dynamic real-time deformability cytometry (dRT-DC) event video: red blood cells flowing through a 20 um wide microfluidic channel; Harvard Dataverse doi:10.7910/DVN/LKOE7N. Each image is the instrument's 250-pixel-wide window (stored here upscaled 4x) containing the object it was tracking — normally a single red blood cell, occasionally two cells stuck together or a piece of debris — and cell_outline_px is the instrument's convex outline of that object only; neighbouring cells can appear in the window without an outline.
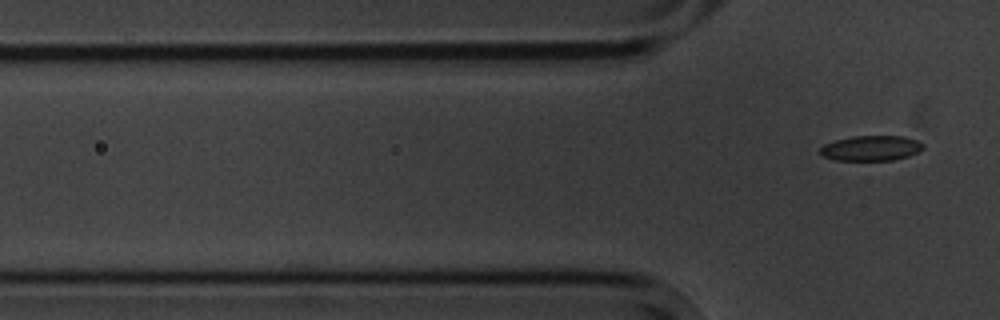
{"species": "common noctule bat (a hibernating species)", "species_latin": "Nyctalus noctula", "temperature_condition": "cold", "stored_images_in_passage": 6, "camera_frame_rate_fps": 3000, "um_per_image_px": 0.085, "animal": {"sex": "male", "body_mass_g": 20.1, "forearm_length_mm": 53.5}, "frame": {"image": 1, "passage_image": 6, "time_ms": 6.667, "image_size_px": [1000, 320], "cell_outline_px": [[924, 148], [908, 156], [892, 160], [836, 160], [820, 156], [820, 148], [824, 144], [836, 140], [852, 136], [904, 136], [916, 140], [924, 144]], "centroid_in_image_um": [74.02, 12.59], "position_along_channel_um": 51.8, "area_um2": 15.09}}